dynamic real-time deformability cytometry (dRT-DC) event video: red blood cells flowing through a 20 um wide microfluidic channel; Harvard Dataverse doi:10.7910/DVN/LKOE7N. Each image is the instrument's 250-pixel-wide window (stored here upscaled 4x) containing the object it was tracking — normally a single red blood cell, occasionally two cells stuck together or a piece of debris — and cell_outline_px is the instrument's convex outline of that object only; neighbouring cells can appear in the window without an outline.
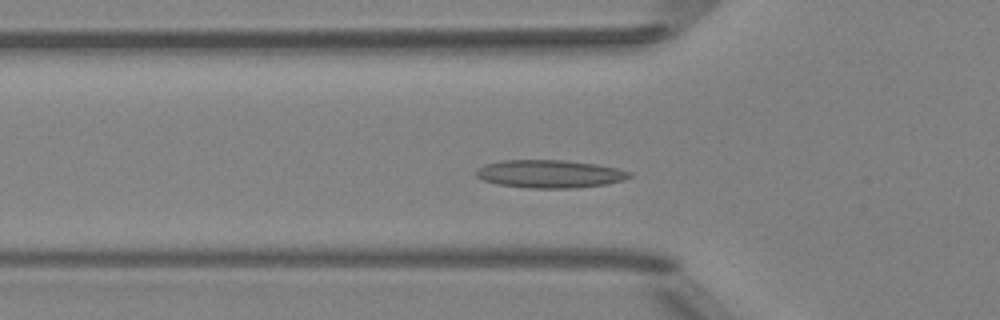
{"species": "Egyptian fruit bat (a non-hibernating species)", "species_latin": "Rousettus aegyptiacus", "temperature_condition": "room temperature", "stored_images_in_passage": 48, "camera_frame_rate_fps": 3000, "um_per_image_px": 0.085, "animal": {"sex": "female"}, "frame": {"image": 1, "passage_image": 13, "time_ms": 4.0, "image_size_px": [1000, 320], "cell_outline_px": [[636, 176], [624, 180], [604, 184], [572, 188], [532, 188], [496, 184], [484, 180], [476, 176], [476, 172], [484, 164], [500, 160], [564, 160], [596, 164], [616, 168], [632, 172]], "centroid_in_image_um": [46.76, 14.77], "position_along_channel_um": 79.0, "area_um2": 24.97}}
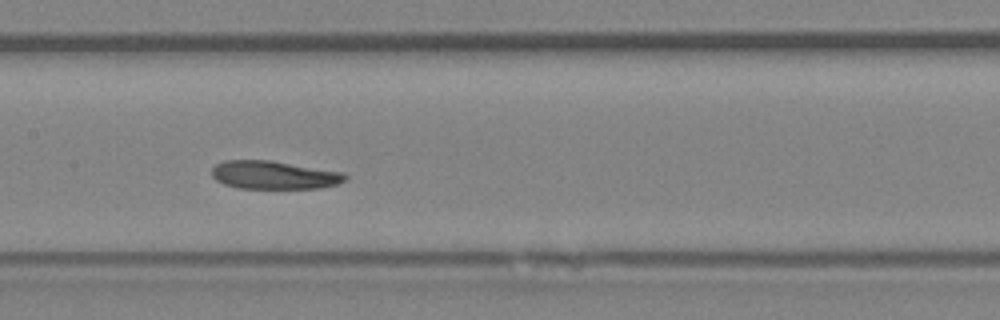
{"frame": {"image": 2, "passage_image": 21, "time_ms": 6.667, "image_size_px": [1000, 320], "cell_outline_px": [[348, 176], [340, 184], [320, 188], [236, 188], [224, 184], [216, 180], [212, 176], [212, 168], [216, 164], [224, 160], [268, 160], [344, 172]], "centroid_in_image_um": [23.29, 14.88], "position_along_channel_um": 184.1, "area_um2": 21.96}}
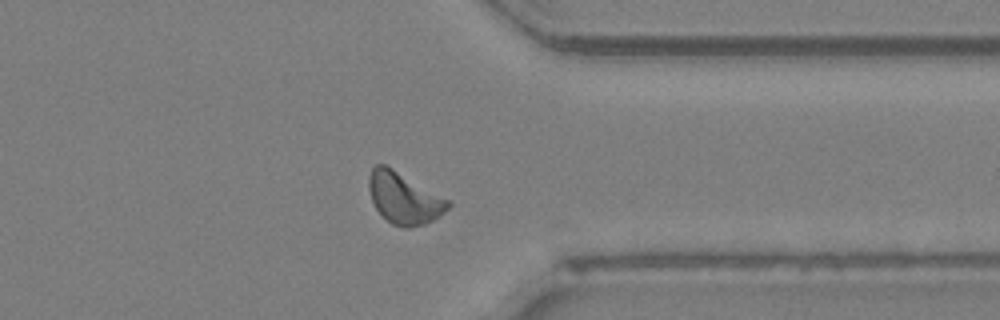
{"frame": {"image": 3, "passage_image": 36, "time_ms": 11.667, "image_size_px": [1000, 320], "cell_outline_px": [[452, 204], [444, 212], [432, 220], [424, 224], [408, 228], [400, 228], [392, 224], [376, 208], [372, 200], [368, 188], [368, 176], [372, 168], [376, 164], [384, 164], [392, 168], [452, 200]], "centroid_in_image_um": [34.36, 16.83], "position_along_channel_um": 377.0, "area_um2": 23.81}, "authors_computed_cell_mechanics": {"area_um2": 22.5709, "velocity_mm_per_s": 3.9521, "shape_relaxation_time_tau1_ms": 7.6197, "shape_relaxation_time_tau2_ms": 7.725, "deformation_change_tau1": 0.1338, "deformation_change_tau2": 0.1246}}